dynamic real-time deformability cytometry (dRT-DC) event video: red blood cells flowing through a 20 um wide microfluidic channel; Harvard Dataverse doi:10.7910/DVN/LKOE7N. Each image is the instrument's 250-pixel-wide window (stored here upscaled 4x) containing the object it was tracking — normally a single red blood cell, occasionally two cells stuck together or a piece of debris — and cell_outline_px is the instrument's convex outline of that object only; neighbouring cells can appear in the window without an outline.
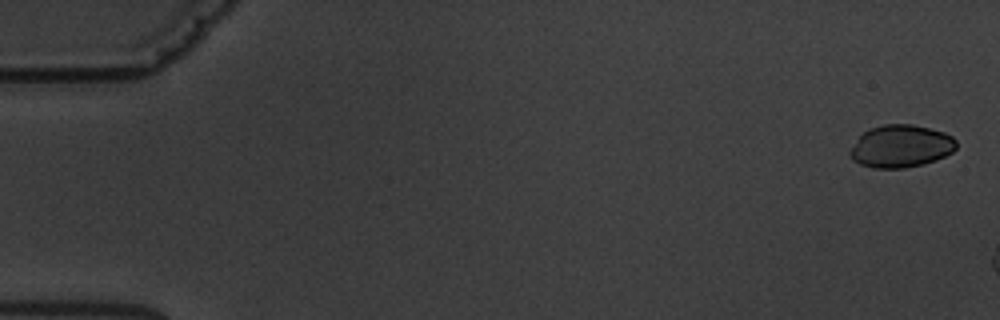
{"species": "common noctule bat (a hibernating species)", "species_latin": "Nyctalus noctula", "temperature_condition": "warm", "stored_images_in_passage": 3, "camera_frame_rate_fps": 3000, "um_per_image_px": 0.085, "animal": {"sex": "male", "body_mass_g": 19.5, "forearm_length_mm": 54.6}, "frame": {"image": 1, "passage_image": 1, "time_ms": 0.0, "image_size_px": [1000, 320], "cell_outline_px": [[956, 148], [952, 152], [936, 160], [924, 164], [904, 168], [872, 168], [860, 164], [852, 160], [848, 152], [860, 136], [868, 128], [884, 124], [912, 124], [944, 132], [952, 136], [956, 140]], "centroid_in_image_um": [76.56, 12.43], "position_along_channel_um": 8.4, "area_um2": 26.41}}